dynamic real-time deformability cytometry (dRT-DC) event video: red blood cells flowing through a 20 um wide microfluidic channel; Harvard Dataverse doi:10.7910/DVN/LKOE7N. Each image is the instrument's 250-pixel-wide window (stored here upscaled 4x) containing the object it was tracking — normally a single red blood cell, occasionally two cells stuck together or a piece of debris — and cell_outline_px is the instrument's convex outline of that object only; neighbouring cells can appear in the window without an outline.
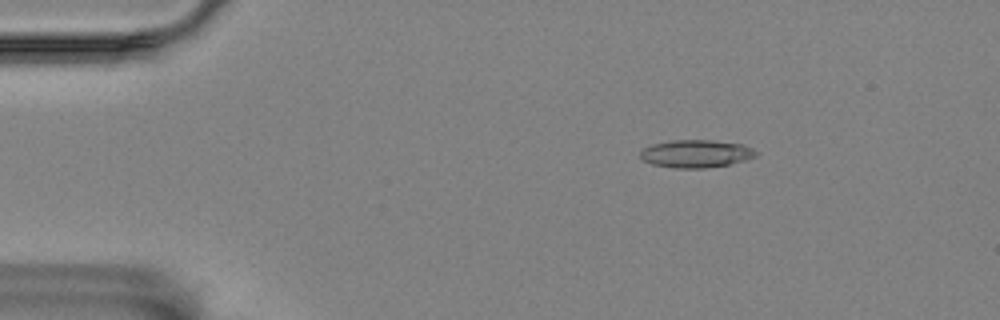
{"species": "Egyptian fruit bat (a non-hibernating species)", "species_latin": "Rousettus aegyptiacus", "temperature_condition": "room temperature", "stored_images_in_passage": 3, "camera_frame_rate_fps": 3000, "um_per_image_px": 0.085, "animal": {"sex": "female"}, "frame": {"image": 1, "passage_image": 1, "time_ms": 0.0, "image_size_px": [1000, 320], "cell_outline_px": [[756, 156], [744, 160], [728, 164], [704, 168], [676, 168], [652, 164], [644, 160], [640, 156], [640, 152], [644, 148], [652, 144], [672, 140], [712, 140], [744, 144], [752, 148], [756, 152]], "centroid_in_image_um": [59.16, 13.05], "position_along_channel_um": 25.8, "area_um2": 18.55}}